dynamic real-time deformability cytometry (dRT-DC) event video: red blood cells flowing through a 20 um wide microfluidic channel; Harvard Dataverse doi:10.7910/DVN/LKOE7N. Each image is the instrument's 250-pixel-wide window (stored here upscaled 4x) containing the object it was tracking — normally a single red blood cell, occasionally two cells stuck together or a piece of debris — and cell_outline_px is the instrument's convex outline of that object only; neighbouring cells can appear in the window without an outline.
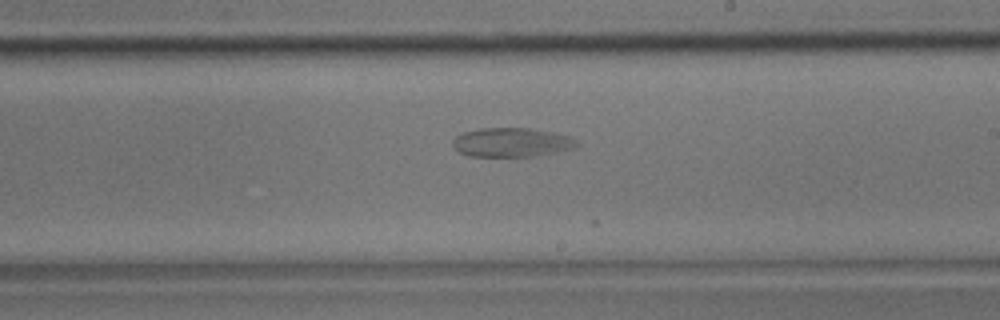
{"species": "common noctule bat (a hibernating species)", "species_latin": "Nyctalus noctula", "temperature_condition": "room temperature", "stored_images_in_passage": 37, "camera_frame_rate_fps": 3000, "um_per_image_px": 0.085, "animal": {"sex": "male", "body_mass_g": 17.9}, "frame": {"image": 1, "passage_image": 22, "time_ms": 7.0, "image_size_px": [1000, 320], "cell_outline_px": [[580, 144], [576, 148], [540, 156], [468, 156], [460, 152], [452, 144], [452, 140], [456, 136], [464, 132], [480, 128], [528, 128], [552, 132], [572, 136]], "centroid_in_image_um": [43.55, 12.1], "position_along_channel_um": 245.5, "area_um2": 21.21}}
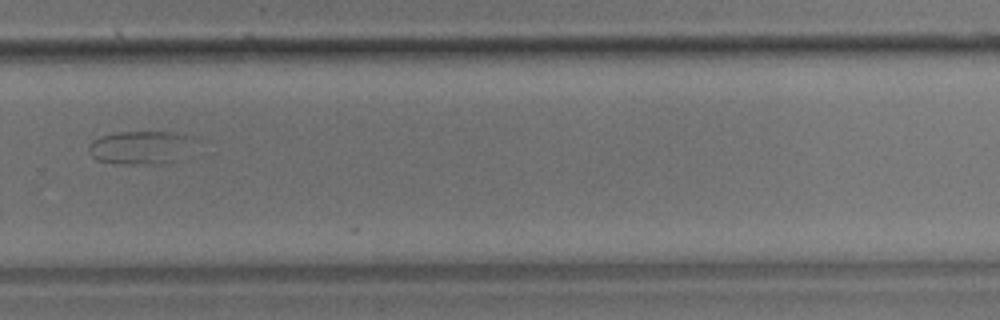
{"frame": {"image": 2, "passage_image": 26, "time_ms": 8.333, "image_size_px": [1000, 320], "cell_outline_px": [[204, 140], [160, 164], [120, 164], [96, 160], [88, 152], [88, 144], [92, 140], [100, 136], [116, 132], [172, 132], [192, 136]], "centroid_in_image_um": [11.91, 12.5], "position_along_channel_um": 317.9, "area_um2": 20.52}}
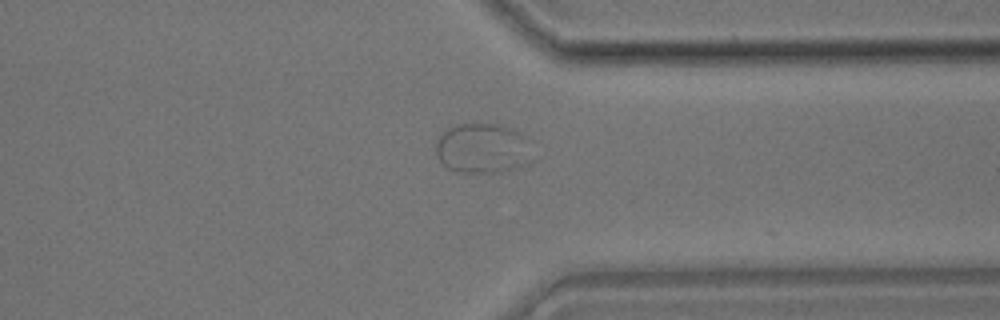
{"frame": {"image": 3, "passage_image": 29, "time_ms": 9.333, "image_size_px": [1000, 320], "cell_outline_px": [[524, 136], [520, 164], [496, 172], [456, 172], [448, 168], [440, 160], [436, 152], [436, 140], [448, 128], [456, 124], [496, 124], [512, 128]], "centroid_in_image_um": [40.78, 12.57], "position_along_channel_um": 370.6, "area_um2": 26.24}}